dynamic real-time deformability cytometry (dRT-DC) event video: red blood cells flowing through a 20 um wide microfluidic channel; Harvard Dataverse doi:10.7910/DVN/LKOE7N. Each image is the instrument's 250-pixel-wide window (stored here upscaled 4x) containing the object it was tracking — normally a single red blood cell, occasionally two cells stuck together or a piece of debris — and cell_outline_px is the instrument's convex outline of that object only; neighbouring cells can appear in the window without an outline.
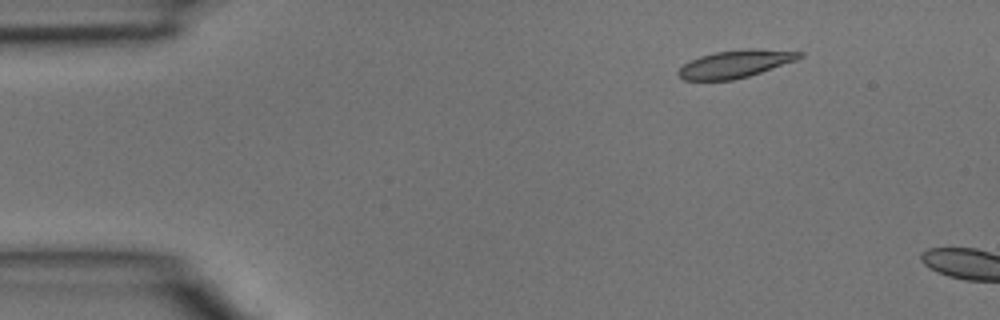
{"species": "common noctule bat (a hibernating species)", "species_latin": "Nyctalus noctula", "temperature_condition": "room temperature", "stored_images_in_passage": 5, "camera_frame_rate_fps": 3000, "um_per_image_px": 0.085, "animal": {"sex": "male", "body_mass_g": 15.6}, "frame": {"image": 1, "passage_image": 2, "time_ms": 0.333, "image_size_px": [1000, 320], "cell_outline_px": [[804, 56], [796, 60], [748, 76], [732, 80], [684, 80], [676, 72], [688, 60], [700, 56], [716, 52], [748, 48], [752, 48], [804, 52]], "centroid_in_image_um": [62.49, 5.42], "position_along_channel_um": 22.5, "area_um2": 19.36}}